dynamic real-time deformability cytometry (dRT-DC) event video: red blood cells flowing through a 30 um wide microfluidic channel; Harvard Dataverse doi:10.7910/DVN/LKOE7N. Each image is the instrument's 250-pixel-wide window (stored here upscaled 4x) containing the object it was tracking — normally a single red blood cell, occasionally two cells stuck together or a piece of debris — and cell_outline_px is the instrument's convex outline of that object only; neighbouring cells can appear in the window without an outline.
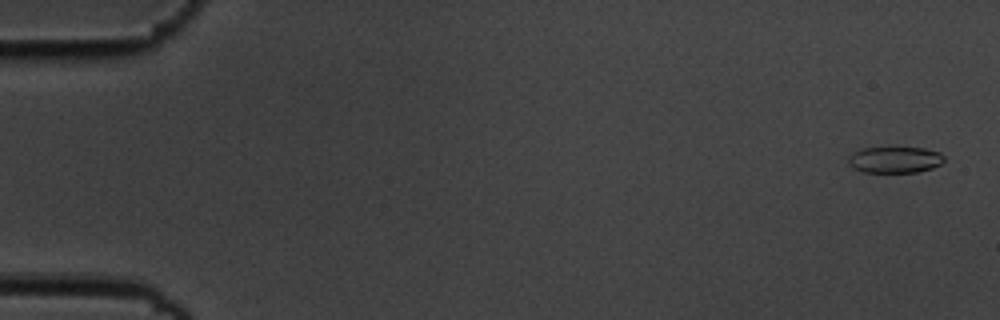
{"species": "common noctule bat (a hibernating species)", "species_latin": "Nyctalus noctula", "temperature_condition": "cold", "stored_images_in_passage": 6, "camera_frame_rate_fps": 3000, "um_per_image_px": 0.085, "animal": {"sex": "male", "body_mass_g": 19.5, "forearm_length_mm": 54.6}, "frame": {"image": 1, "passage_image": 1, "time_ms": 0.0, "image_size_px": [1000, 320], "cell_outline_px": [[944, 160], [940, 164], [932, 168], [916, 172], [864, 172], [852, 168], [848, 164], [848, 156], [864, 148], [924, 148], [940, 152], [944, 156]], "centroid_in_image_um": [76.06, 13.58], "position_along_channel_um": 8.9, "area_um2": 14.57}}
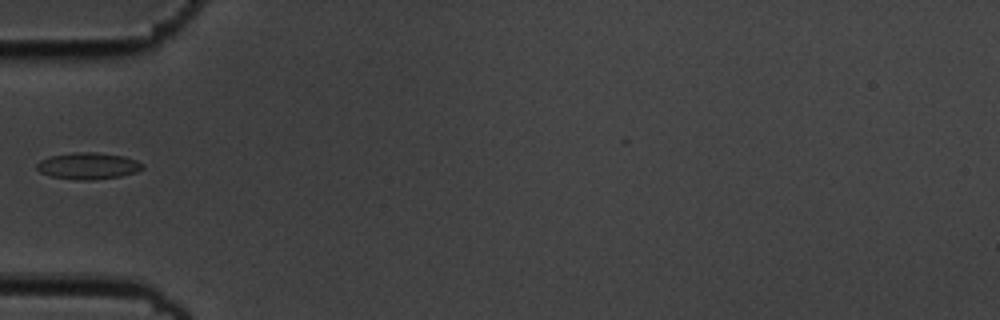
{"frame": {"image": 2, "passage_image": 6, "time_ms": 1.667, "image_size_px": [1000, 320], "cell_outline_px": [[144, 168], [136, 172], [120, 176], [92, 180], [80, 180], [52, 176], [40, 172], [36, 168], [36, 164], [40, 160], [52, 156], [72, 152], [96, 152], [124, 156], [136, 160], [144, 164]], "centroid_in_image_um": [7.51, 14.09], "position_along_channel_um": 77.5, "area_um2": 16.36}}